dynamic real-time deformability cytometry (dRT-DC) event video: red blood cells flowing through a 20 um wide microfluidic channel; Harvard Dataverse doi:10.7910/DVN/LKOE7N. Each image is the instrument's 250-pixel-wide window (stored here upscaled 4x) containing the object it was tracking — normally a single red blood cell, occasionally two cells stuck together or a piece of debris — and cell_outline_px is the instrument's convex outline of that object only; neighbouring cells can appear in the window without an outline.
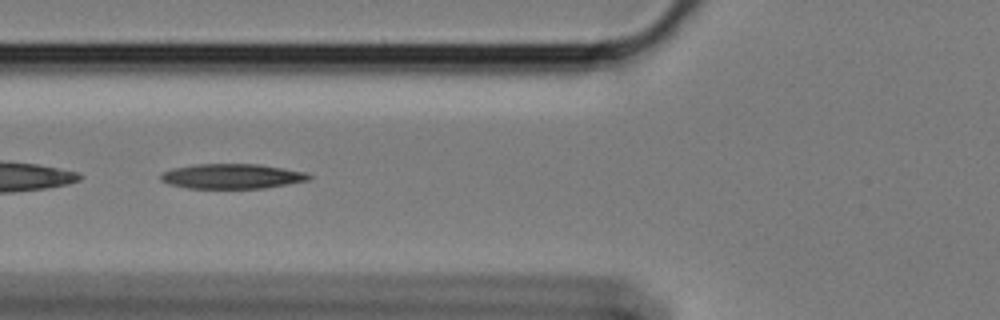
{"species": "Egyptian fruit bat (a non-hibernating species)", "species_latin": "Rousettus aegyptiacus", "temperature_condition": "cold", "stored_images_in_passage": 57, "camera_frame_rate_fps": 3000, "um_per_image_px": 0.085, "animal": {"sex": "female"}, "frame": {"image": 1, "passage_image": 21, "time_ms": 6.667, "image_size_px": [1000, 320], "cell_outline_px": [[312, 176], [308, 180], [288, 184], [264, 188], [188, 188], [168, 184], [160, 180], [160, 176], [164, 172], [172, 168], [196, 164], [256, 164], [304, 172]], "centroid_in_image_um": [19.67, 14.98], "position_along_channel_um": 106.1, "area_um2": 21.27}}
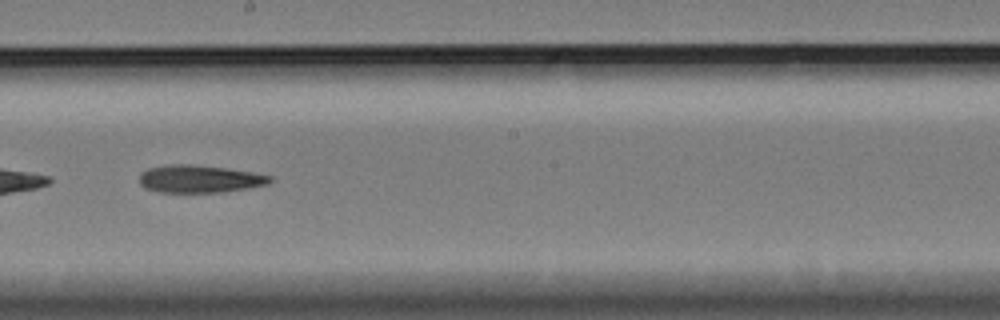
{"frame": {"image": 2, "passage_image": 32, "time_ms": 10.333, "image_size_px": [1000, 320], "cell_outline_px": [[272, 180], [268, 184], [248, 188], [224, 192], [160, 192], [144, 188], [140, 184], [140, 172], [148, 168], [172, 164], [188, 164], [224, 168], [252, 172], [272, 176]], "centroid_in_image_um": [16.95, 15.21], "position_along_channel_um": 231.3, "area_um2": 20.92}}
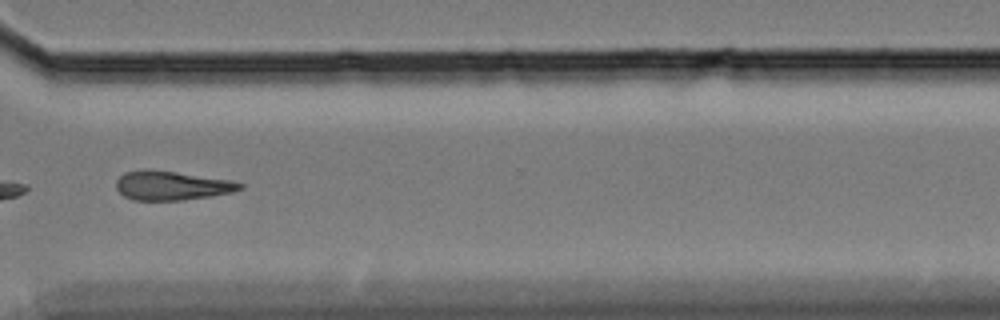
{"frame": {"image": 3, "passage_image": 43, "time_ms": 14.0, "image_size_px": [1000, 320], "cell_outline_px": [[244, 188], [232, 192], [212, 196], [180, 200], [132, 200], [124, 196], [116, 188], [116, 180], [124, 172], [144, 168], [148, 168], [232, 180], [244, 184]], "centroid_in_image_um": [14.58, 15.76], "position_along_channel_um": 356.0, "area_um2": 21.21}, "authors_computed_cell_mechanics": {"area_um2": 21.5016, "velocity_mm_per_s": 3.4044, "shape_relaxation_time_tau1_ms": 7.5692, "shape_relaxation_time_tau2_ms": null, "deformation_change_tau1": 0.163, "deformation_change_tau2": null}}